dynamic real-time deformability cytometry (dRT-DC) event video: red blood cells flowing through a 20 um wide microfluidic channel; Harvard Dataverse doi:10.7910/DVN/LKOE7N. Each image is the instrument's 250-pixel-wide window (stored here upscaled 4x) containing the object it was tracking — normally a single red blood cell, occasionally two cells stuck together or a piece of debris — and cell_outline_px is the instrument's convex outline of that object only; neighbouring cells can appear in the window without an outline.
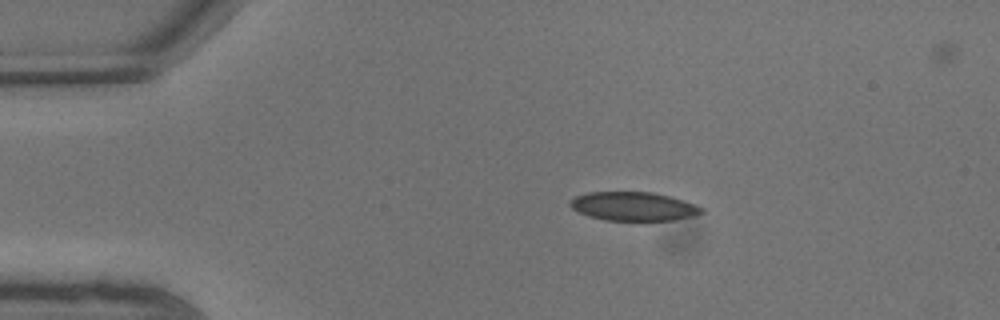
{"species": "common noctule bat (a hibernating species)", "species_latin": "Nyctalus noctula", "temperature_condition": "warm", "stored_images_in_passage": 4, "camera_frame_rate_fps": 3000, "um_per_image_px": 0.085, "animal": {"sex": "male", "body_mass_g": 13.3}, "frame": {"image": 1, "passage_image": 1, "time_ms": 0.0, "image_size_px": [1000, 320], "cell_outline_px": [[704, 212], [692, 216], [672, 220], [604, 220], [588, 216], [572, 208], [568, 204], [568, 200], [576, 196], [588, 192], [652, 192], [668, 196], [704, 208]], "centroid_in_image_um": [53.78, 17.54], "position_along_channel_um": 31.2, "area_um2": 21.79}}